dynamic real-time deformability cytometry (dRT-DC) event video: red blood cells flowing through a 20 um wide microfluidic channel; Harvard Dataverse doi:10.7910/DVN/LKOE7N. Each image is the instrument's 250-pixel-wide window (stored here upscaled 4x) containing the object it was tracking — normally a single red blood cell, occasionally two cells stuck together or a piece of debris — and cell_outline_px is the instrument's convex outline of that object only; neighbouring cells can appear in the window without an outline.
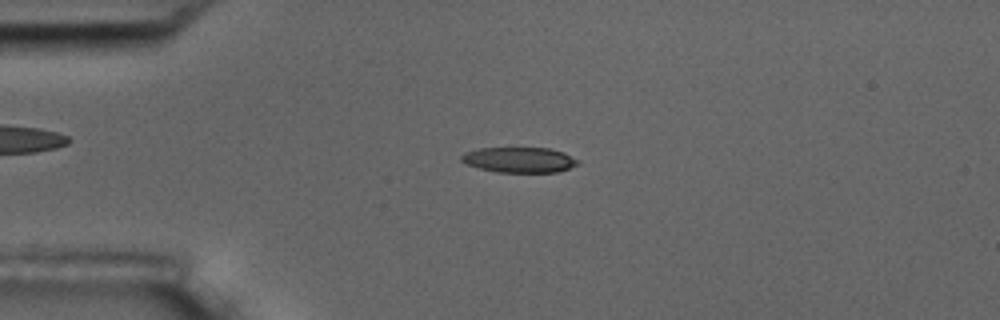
{"species": "common noctule bat (a hibernating species)", "species_latin": "Nyctalus noctula", "temperature_condition": "room temperature", "stored_images_in_passage": 56, "camera_frame_rate_fps": 3000, "um_per_image_px": 0.085, "animal": {"sex": "male", "body_mass_g": 17.5, "forearm_length_mm": 52.3}, "frame": {"image": 1, "passage_image": 13, "time_ms": 4.0, "image_size_px": [1000, 320], "cell_outline_px": [[580, 164], [556, 172], [496, 172], [480, 168], [468, 164], [460, 160], [460, 156], [464, 152], [480, 148], [548, 148], [564, 152], [580, 160]], "centroid_in_image_um": [44.16, 13.58], "position_along_channel_um": 40.8, "area_um2": 17.22}}
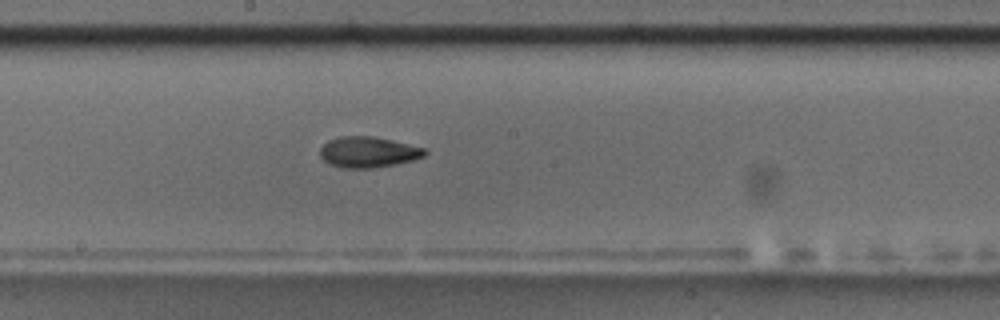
{"frame": {"image": 2, "passage_image": 30, "time_ms": 9.667, "image_size_px": [1000, 320], "cell_outline_px": [[428, 152], [424, 156], [412, 160], [396, 164], [372, 168], [340, 168], [328, 164], [320, 156], [320, 148], [328, 140], [340, 136], [372, 136], [392, 140], [424, 148]], "centroid_in_image_um": [31.26, 12.93], "position_along_channel_um": 216.9, "area_um2": 18.84}}
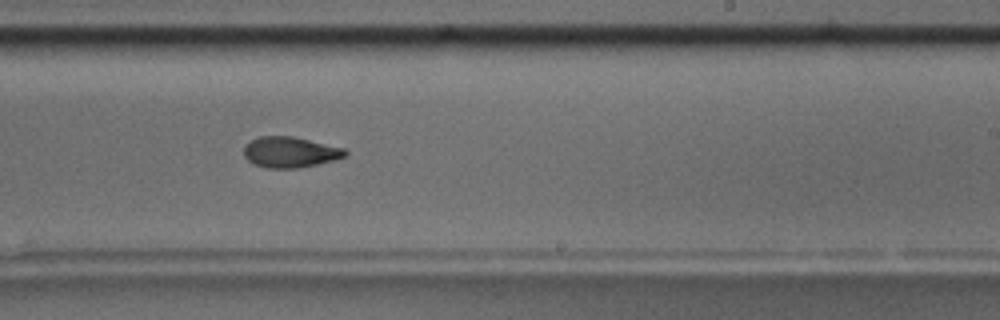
{"frame": {"image": 3, "passage_image": 34, "time_ms": 11.0, "image_size_px": [1000, 320], "cell_outline_px": [[348, 156], [336, 160], [296, 168], [264, 168], [252, 164], [244, 156], [244, 144], [260, 136], [292, 136], [344, 148], [348, 152]], "centroid_in_image_um": [24.65, 12.94], "position_along_channel_um": 264.3, "area_um2": 18.26}, "authors_computed_cell_mechanics": {"area_um2": 18.207, "velocity_mm_per_s": 3.5655, "shape_relaxation_time_tau1_ms": 6.2083, "shape_relaxation_time_tau2_ms": 4.6121, "deformation_change_tau1": 0.2056, "deformation_change_tau2": 0.1188}}